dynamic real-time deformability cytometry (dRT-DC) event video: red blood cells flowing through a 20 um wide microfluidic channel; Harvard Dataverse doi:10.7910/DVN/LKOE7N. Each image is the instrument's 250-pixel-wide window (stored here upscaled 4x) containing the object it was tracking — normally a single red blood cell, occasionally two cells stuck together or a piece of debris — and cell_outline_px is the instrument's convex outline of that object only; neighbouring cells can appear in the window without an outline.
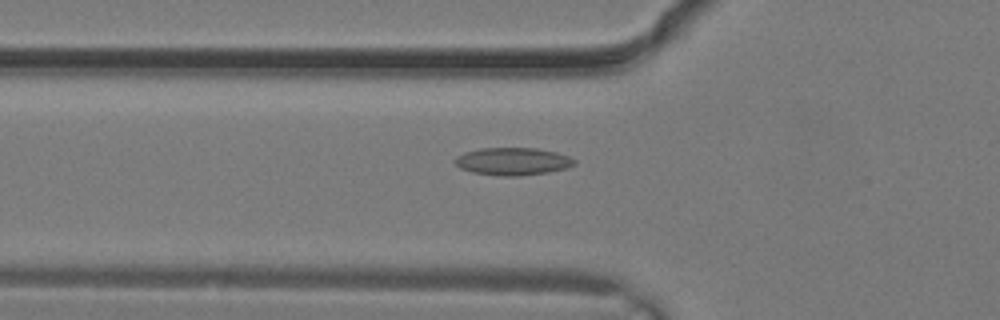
{"species": "common noctule bat (a hibernating species)", "species_latin": "Nyctalus noctula", "temperature_condition": "warm", "stored_images_in_passage": 3, "camera_frame_rate_fps": 3000, "um_per_image_px": 0.085, "animal": {"sex": "male", "body_mass_g": 19.2, "forearm_length_mm": 51.8}, "frame": {"image": 1, "passage_image": 3, "time_ms": 0.667, "image_size_px": [1000, 320], "cell_outline_px": [[576, 164], [564, 168], [548, 172], [520, 176], [504, 176], [472, 172], [460, 168], [452, 160], [456, 156], [464, 152], [480, 148], [536, 148], [556, 152], [568, 156], [576, 160]], "centroid_in_image_um": [43.55, 13.71], "position_along_channel_um": 82.2, "area_um2": 19.19}}